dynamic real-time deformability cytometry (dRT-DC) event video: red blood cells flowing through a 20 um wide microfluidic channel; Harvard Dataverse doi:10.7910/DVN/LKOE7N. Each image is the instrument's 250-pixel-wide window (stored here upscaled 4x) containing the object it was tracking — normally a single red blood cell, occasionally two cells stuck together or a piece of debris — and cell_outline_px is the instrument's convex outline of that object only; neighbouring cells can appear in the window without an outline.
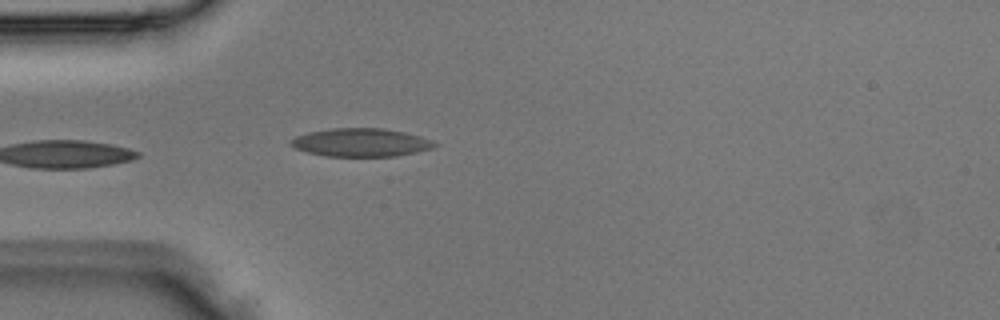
{"species": "Egyptian fruit bat (a non-hibernating species)", "species_latin": "Rousettus aegyptiacus", "temperature_condition": "room temperature", "stored_images_in_passage": 3, "camera_frame_rate_fps": 3000, "um_per_image_px": 0.085, "animal": {"sex": "male"}, "frame": {"image": 1, "passage_image": 3, "time_ms": 0.667, "image_size_px": [1000, 320], "cell_outline_px": [[440, 144], [432, 148], [416, 152], [396, 156], [328, 156], [308, 152], [296, 148], [288, 144], [288, 140], [296, 136], [308, 132], [332, 128], [384, 128], [404, 132], [420, 136], [432, 140]], "centroid_in_image_um": [30.68, 12.1], "position_along_channel_um": 54.3, "area_um2": 23.7}}